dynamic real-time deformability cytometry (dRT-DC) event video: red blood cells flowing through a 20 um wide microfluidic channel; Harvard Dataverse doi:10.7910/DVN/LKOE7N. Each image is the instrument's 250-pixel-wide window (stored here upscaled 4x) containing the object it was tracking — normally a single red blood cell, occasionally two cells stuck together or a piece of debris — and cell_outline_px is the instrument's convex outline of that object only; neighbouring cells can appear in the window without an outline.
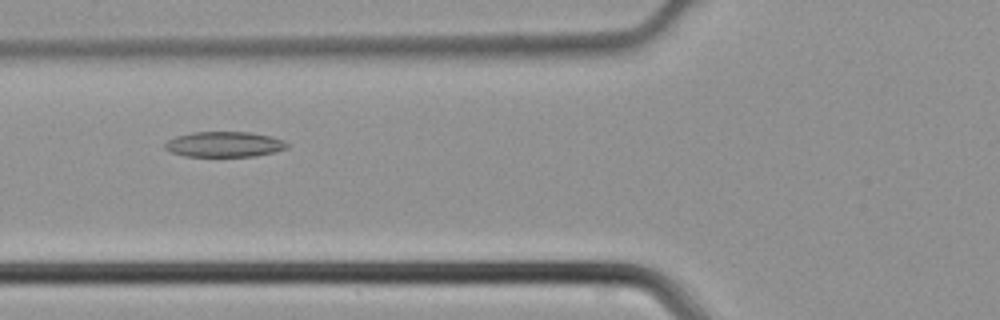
{"species": "common noctule bat (a hibernating species)", "species_latin": "Nyctalus noctula", "temperature_condition": "cold", "stored_images_in_passage": 41, "camera_frame_rate_fps": 3000, "um_per_image_px": 0.085, "animal": {"sex": "male", "body_mass_g": 21.5, "forearm_length_mm": 52.0}, "frame": {"image": 1, "passage_image": 13, "time_ms": 4.0, "image_size_px": [1000, 320], "cell_outline_px": [[288, 148], [256, 156], [184, 156], [172, 152], [164, 148], [164, 144], [168, 140], [176, 136], [192, 132], [252, 132], [272, 136], [284, 140], [288, 144]], "centroid_in_image_um": [19.08, 12.26], "position_along_channel_um": 106.7, "area_um2": 18.09}}
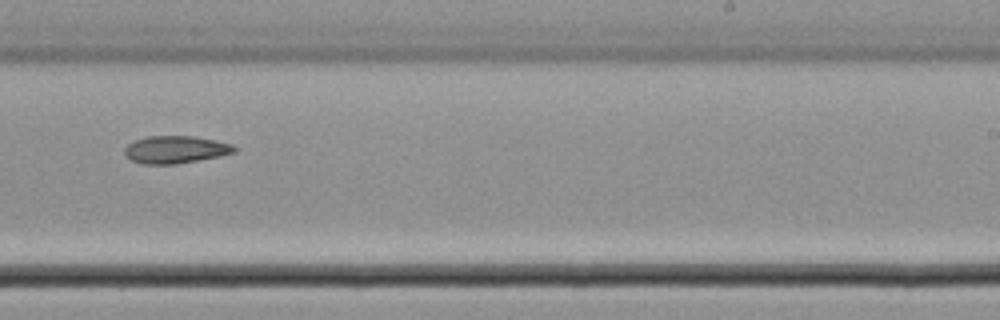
{"frame": {"image": 2, "passage_image": 24, "time_ms": 7.667, "image_size_px": [1000, 320], "cell_outline_px": [[236, 152], [220, 156], [176, 164], [144, 164], [132, 160], [124, 152], [124, 148], [132, 140], [148, 136], [192, 136], [216, 140], [232, 144], [236, 148]], "centroid_in_image_um": [14.92, 12.7], "position_along_channel_um": 274.1, "area_um2": 17.57}}
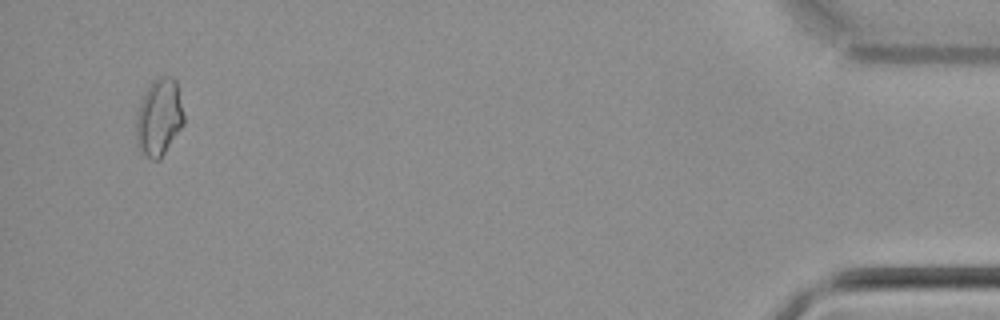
{"frame": {"image": 3, "passage_image": 39, "time_ms": 12.667, "image_size_px": [1000, 320], "cell_outline_px": [[184, 124], [160, 160], [152, 160], [140, 152], [136, 144], [136, 116], [144, 92], [160, 76], [172, 76], [176, 80], [184, 116]], "centroid_in_image_um": [13.52, 10.02], "position_along_channel_um": 421.7, "area_um2": 21.44}}